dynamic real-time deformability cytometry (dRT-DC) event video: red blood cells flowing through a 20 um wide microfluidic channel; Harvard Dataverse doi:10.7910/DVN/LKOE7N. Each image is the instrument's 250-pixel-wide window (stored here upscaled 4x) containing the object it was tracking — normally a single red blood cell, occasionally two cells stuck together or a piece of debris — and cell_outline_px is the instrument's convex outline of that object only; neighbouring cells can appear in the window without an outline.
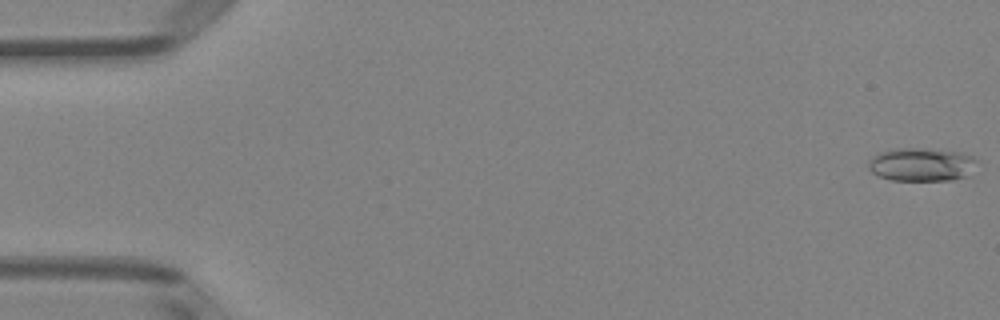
{"species": "Egyptian fruit bat (a non-hibernating species)", "species_latin": "Rousettus aegyptiacus", "temperature_condition": "room temperature", "stored_images_in_passage": 50, "camera_frame_rate_fps": 3000, "um_per_image_px": 0.085, "animal": {"sex": "female"}, "frame": {"image": 1, "passage_image": 1, "time_ms": 0.0, "image_size_px": [1000, 320], "cell_outline_px": [[980, 160], [968, 176], [952, 180], [892, 180], [880, 176], [872, 172], [868, 168], [868, 160], [872, 156], [880, 152], [896, 148], [916, 148], [960, 152], [972, 156]], "centroid_in_image_um": [78.35, 13.98], "position_along_channel_um": 6.7, "area_um2": 21.21}}
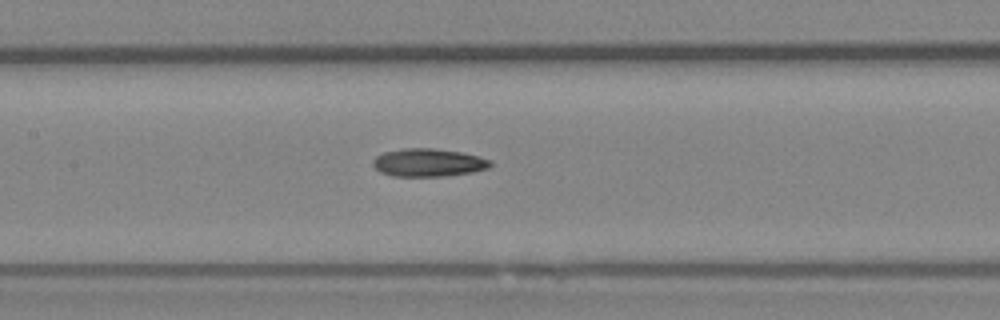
{"frame": {"image": 2, "passage_image": 24, "time_ms": 7.667, "image_size_px": [1000, 320], "cell_outline_px": [[492, 164], [488, 168], [472, 172], [444, 176], [392, 176], [380, 172], [372, 164], [372, 160], [376, 156], [384, 152], [404, 148], [432, 148], [460, 152], [480, 156], [492, 160]], "centroid_in_image_um": [36.41, 13.82], "position_along_channel_um": 171.0, "area_um2": 19.19}}
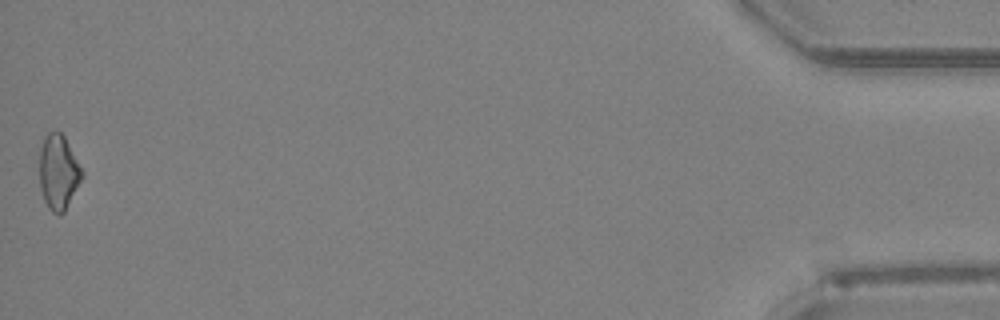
{"frame": {"image": 3, "passage_image": 50, "time_ms": 16.333, "image_size_px": [1000, 320], "cell_outline_px": [[84, 176], [64, 212], [60, 216], [52, 212], [48, 208], [44, 200], [40, 188], [40, 148], [44, 136], [48, 132], [60, 132], [64, 136], [84, 172]], "centroid_in_image_um": [4.97, 14.65], "position_along_channel_um": 430.2, "area_um2": 18.61}, "authors_computed_cell_mechanics": {"area_um2": 18.6405, "velocity_mm_per_s": 4.0972, "shape_relaxation_time_tau1_ms": 7.3237, "shape_relaxation_time_tau2_ms": null, "deformation_change_tau1": 0.1703, "deformation_change_tau2": null}}